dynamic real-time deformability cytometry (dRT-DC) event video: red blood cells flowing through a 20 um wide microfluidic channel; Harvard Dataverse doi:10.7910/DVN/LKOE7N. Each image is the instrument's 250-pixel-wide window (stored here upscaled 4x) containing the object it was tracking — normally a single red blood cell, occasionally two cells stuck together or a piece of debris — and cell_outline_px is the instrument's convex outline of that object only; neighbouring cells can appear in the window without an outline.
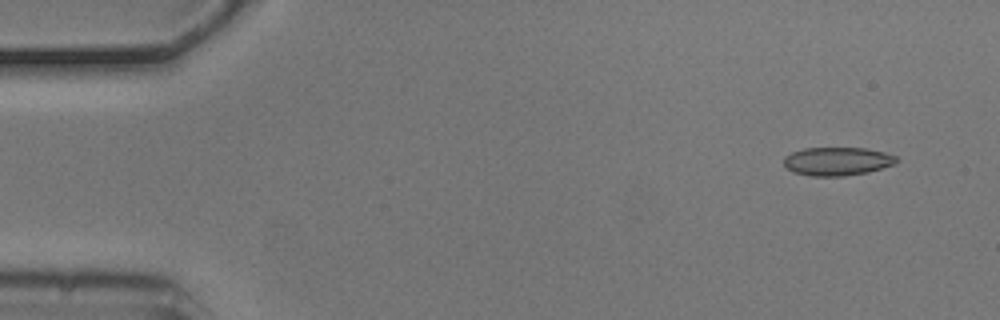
{"species": "common noctule bat (a hibernating species)", "species_latin": "Nyctalus noctula", "temperature_condition": "cold", "stored_images_in_passage": 4, "segment_of_instrument_passage": [1, 2], "camera_frame_rate_fps": 3000, "um_per_image_px": 0.085, "animal": {"sex": "male", "body_mass_g": 20.5, "forearm_length_mm": 52.5}, "frame": {"image": 1, "passage_image": 1, "time_ms": 0.0, "image_size_px": [1000, 320], "cell_outline_px": [[900, 160], [896, 164], [868, 172], [844, 176], [812, 176], [792, 172], [784, 164], [784, 156], [792, 152], [804, 148], [868, 148], [884, 152], [896, 156]], "centroid_in_image_um": [71.2, 13.71], "position_along_channel_um": 13.8, "area_um2": 18.79}}